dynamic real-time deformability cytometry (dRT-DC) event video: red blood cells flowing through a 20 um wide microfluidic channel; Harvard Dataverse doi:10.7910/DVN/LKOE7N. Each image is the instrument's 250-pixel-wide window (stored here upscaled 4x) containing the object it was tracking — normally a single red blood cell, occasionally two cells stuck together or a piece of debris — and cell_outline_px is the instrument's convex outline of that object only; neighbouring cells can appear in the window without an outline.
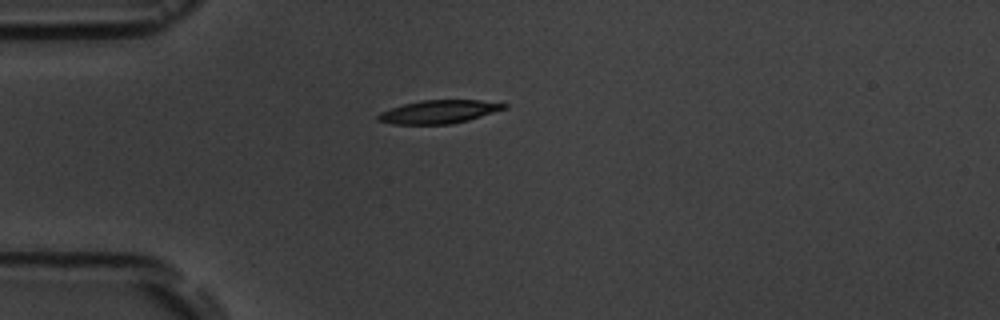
{"species": "common noctule bat (a hibernating species)", "species_latin": "Nyctalus noctula", "temperature_condition": "room temperature", "stored_images_in_passage": 1, "camera_frame_rate_fps": 3000, "um_per_image_px": 0.085, "animal": {"sex": "male", "body_mass_g": 19.5, "forearm_length_mm": 54.6}, "frame": {"image": 1, "passage_image": 1, "time_ms": 0.0, "image_size_px": [1000, 320], "cell_outline_px": [[508, 108], [468, 120], [452, 124], [392, 124], [376, 120], [376, 116], [380, 112], [404, 104], [420, 100], [480, 100], [508, 104]], "centroid_in_image_um": [37.31, 9.5], "position_along_channel_um": 47.7, "area_um2": 17.11}}